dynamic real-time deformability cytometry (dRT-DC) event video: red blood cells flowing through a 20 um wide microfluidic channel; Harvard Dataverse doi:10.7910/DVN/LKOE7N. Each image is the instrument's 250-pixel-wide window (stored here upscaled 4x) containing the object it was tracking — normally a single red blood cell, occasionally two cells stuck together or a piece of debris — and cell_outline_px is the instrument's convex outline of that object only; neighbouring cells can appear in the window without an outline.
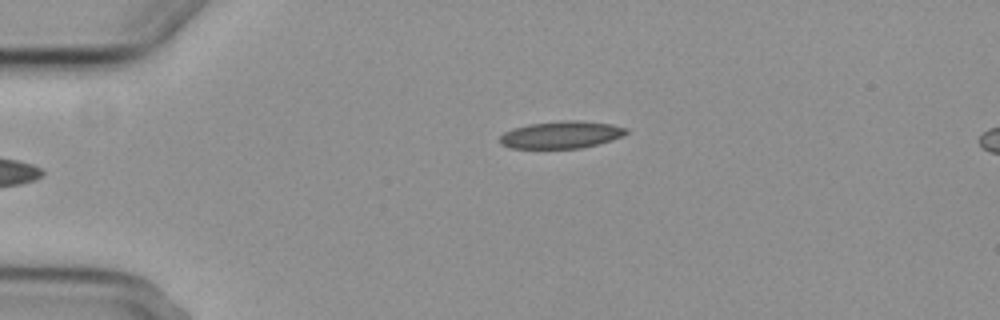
{"species": "common noctule bat (a hibernating species)", "species_latin": "Nyctalus noctula", "temperature_condition": "cold", "stored_images_in_passage": 2, "camera_frame_rate_fps": 3000, "um_per_image_px": 0.085, "animal": {"sex": "female", "body_mass_g": 29.2, "forearm_length_mm": 56.3}, "frame": {"image": 1, "passage_image": 2, "time_ms": 1.0, "image_size_px": [1000, 320], "cell_outline_px": [[628, 132], [612, 140], [580, 148], [508, 148], [500, 144], [500, 136], [504, 132], [512, 128], [528, 124], [564, 120], [576, 120], [612, 124], [628, 128]], "centroid_in_image_um": [47.67, 11.45], "position_along_channel_um": 37.3, "area_um2": 20.06}}